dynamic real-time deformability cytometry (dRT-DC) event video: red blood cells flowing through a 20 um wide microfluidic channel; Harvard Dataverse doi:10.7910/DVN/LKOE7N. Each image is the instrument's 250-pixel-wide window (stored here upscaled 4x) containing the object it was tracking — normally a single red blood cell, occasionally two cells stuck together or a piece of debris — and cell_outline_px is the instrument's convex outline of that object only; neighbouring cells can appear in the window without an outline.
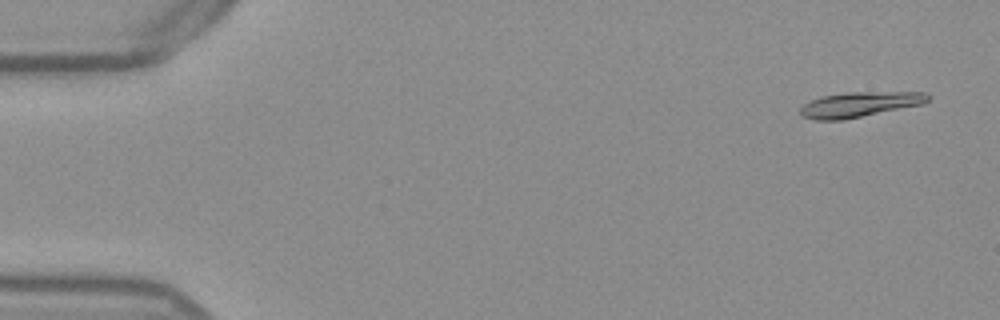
{"species": "Egyptian fruit bat (a non-hibernating species)", "species_latin": "Rousettus aegyptiacus", "temperature_condition": "warm", "stored_images_in_passage": 53, "camera_frame_rate_fps": 3000, "um_per_image_px": 0.085, "frame": {"image": 1, "passage_image": 3, "time_ms": 0.667, "image_size_px": [1000, 320], "cell_outline_px": [[932, 96], [924, 104], [844, 120], [816, 120], [804, 116], [800, 112], [800, 108], [804, 104], [820, 96], [848, 92], [924, 92]], "centroid_in_image_um": [73.11, 8.87], "position_along_channel_um": 11.9, "area_um2": 18.73}}
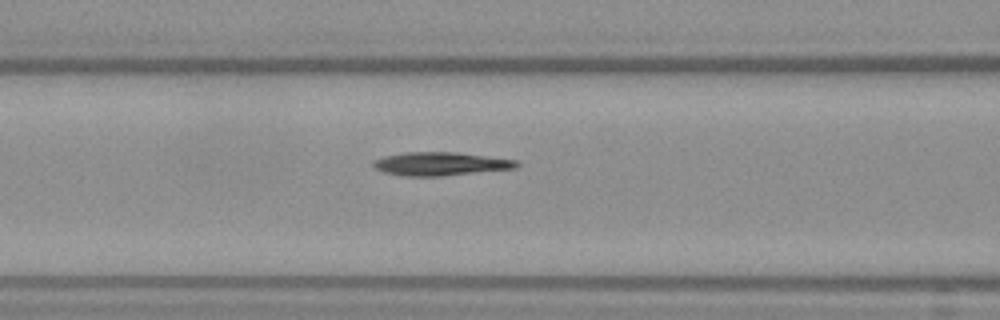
{"frame": {"image": 2, "passage_image": 22, "time_ms": 7.0, "image_size_px": [1000, 320], "cell_outline_px": [[520, 164], [516, 168], [440, 176], [404, 176], [384, 172], [376, 168], [372, 164], [372, 160], [384, 156], [404, 152], [456, 152], [516, 160]], "centroid_in_image_um": [37.41, 13.92], "position_along_channel_um": 129.2, "area_um2": 19.42}}
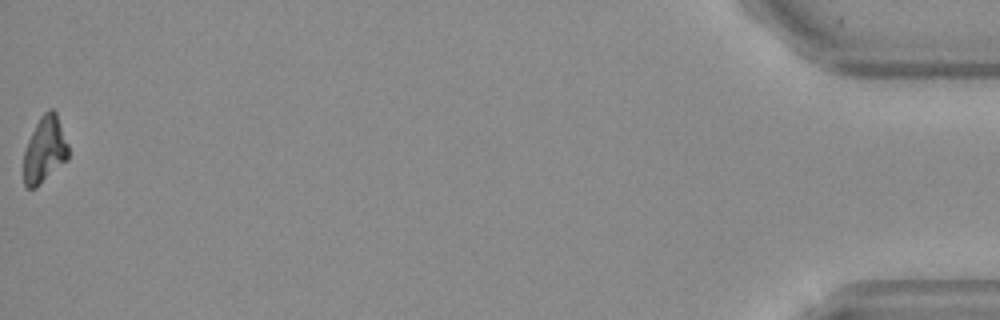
{"frame": {"image": 3, "passage_image": 53, "time_ms": 17.333, "image_size_px": [1000, 320], "cell_outline_px": [[68, 160], [36, 188], [28, 188], [24, 184], [24, 152], [28, 140], [40, 116], [48, 108], [52, 108], [56, 112], [68, 144]], "centroid_in_image_um": [3.81, 12.73], "position_along_channel_um": 431.4, "area_um2": 17.28}}